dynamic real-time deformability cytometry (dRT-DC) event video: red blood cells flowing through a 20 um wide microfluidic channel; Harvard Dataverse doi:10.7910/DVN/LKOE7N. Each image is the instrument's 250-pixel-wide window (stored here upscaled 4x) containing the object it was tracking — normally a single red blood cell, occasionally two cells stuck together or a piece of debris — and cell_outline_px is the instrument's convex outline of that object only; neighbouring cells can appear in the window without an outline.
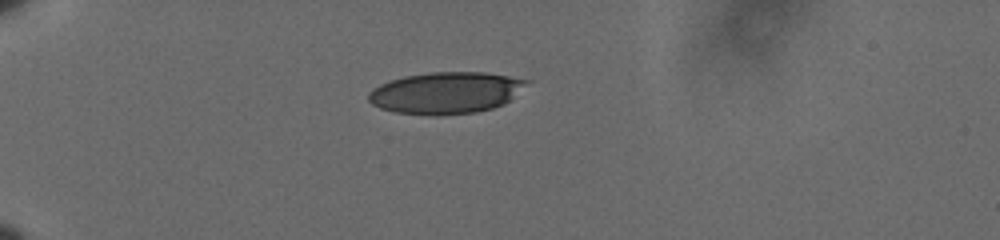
{"species": "human", "species_latin": "Homo sapiens", "temperature_condition": "cold", "stored_images_in_passage": 42, "camera_frame_rate_fps": 3000, "um_per_image_px": 0.085, "donor": {"sex": "male"}, "frame": {"image": 1, "passage_image": 1, "time_ms": 0.0, "image_size_px": [1000, 240], "cell_outline_px": [[532, 80], [504, 104], [492, 108], [476, 112], [392, 112], [380, 108], [372, 104], [368, 100], [368, 92], [372, 88], [380, 84], [404, 76], [432, 72], [484, 72]], "centroid_in_image_um": [37.9, 7.84], "position_along_channel_um": 47.1, "area_um2": 37.28}}
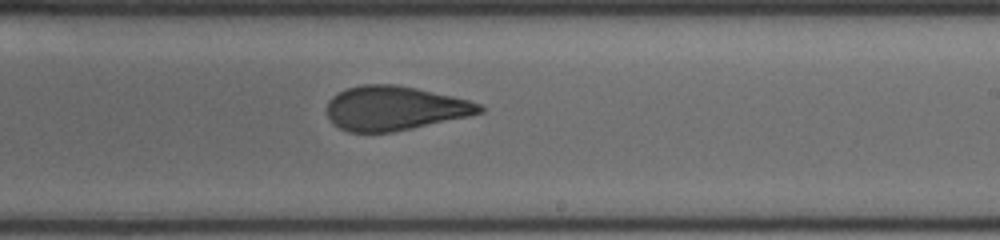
{"frame": {"image": 2, "passage_image": 22, "time_ms": 7.0, "image_size_px": [1000, 240], "cell_outline_px": [[484, 112], [468, 116], [412, 128], [392, 132], [348, 132], [332, 124], [328, 116], [328, 100], [332, 96], [348, 88], [360, 84], [396, 84], [416, 88], [452, 96], [468, 100], [480, 104], [484, 108]], "centroid_in_image_um": [33.53, 9.2], "position_along_channel_um": 255.5, "area_um2": 39.19}}
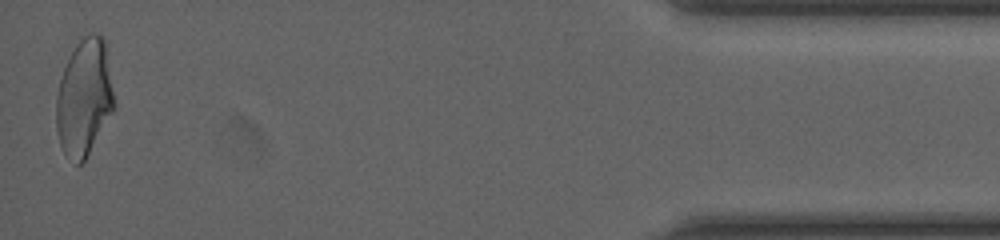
{"frame": {"image": 3, "passage_image": 42, "time_ms": 13.667, "image_size_px": [1000, 240], "cell_outline_px": [[116, 104], [112, 112], [84, 160], [80, 164], [76, 164], [64, 152], [60, 144], [56, 128], [56, 96], [60, 80], [64, 68], [76, 44], [84, 36], [92, 32], [96, 32], [104, 36], [108, 40]], "centroid_in_image_um": [7.21, 8.19], "position_along_channel_um": 428.0, "area_um2": 40.0}, "authors_computed_cell_mechanics": {"area_um2": 39.9687, "velocity_mm_per_s": 3.617, "shape_relaxation_time_tau1_ms": 9.3594, "shape_relaxation_time_tau2_ms": 1.5703, "deformation_change_tau1": 0.2405, "deformation_change_tau2": 0.0994}}